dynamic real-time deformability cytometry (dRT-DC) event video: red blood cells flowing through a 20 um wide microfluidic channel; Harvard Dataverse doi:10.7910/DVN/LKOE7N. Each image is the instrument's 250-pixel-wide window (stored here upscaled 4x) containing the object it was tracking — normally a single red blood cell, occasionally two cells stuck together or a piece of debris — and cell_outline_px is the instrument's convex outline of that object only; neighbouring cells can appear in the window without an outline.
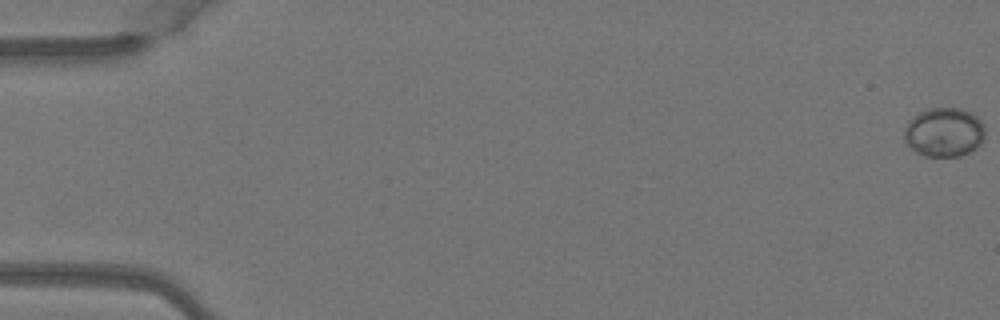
{"species": "Egyptian fruit bat (a non-hibernating species)", "species_latin": "Rousettus aegyptiacus", "temperature_condition": "warm", "stored_images_in_passage": 3, "segment_of_instrument_passage": [1, 2], "camera_frame_rate_fps": 3000, "um_per_image_px": 0.085, "animal": {"sex": "female"}, "frame": {"image": 1, "passage_image": 1, "time_ms": 0.0, "image_size_px": [1000, 320], "cell_outline_px": [[984, 140], [980, 148], [960, 156], [924, 156], [916, 152], [904, 140], [904, 132], [908, 120], [916, 112], [928, 108], [964, 108], [972, 112], [984, 124]], "centroid_in_image_um": [80.27, 11.23], "position_along_channel_um": 4.7, "area_um2": 23.7}}